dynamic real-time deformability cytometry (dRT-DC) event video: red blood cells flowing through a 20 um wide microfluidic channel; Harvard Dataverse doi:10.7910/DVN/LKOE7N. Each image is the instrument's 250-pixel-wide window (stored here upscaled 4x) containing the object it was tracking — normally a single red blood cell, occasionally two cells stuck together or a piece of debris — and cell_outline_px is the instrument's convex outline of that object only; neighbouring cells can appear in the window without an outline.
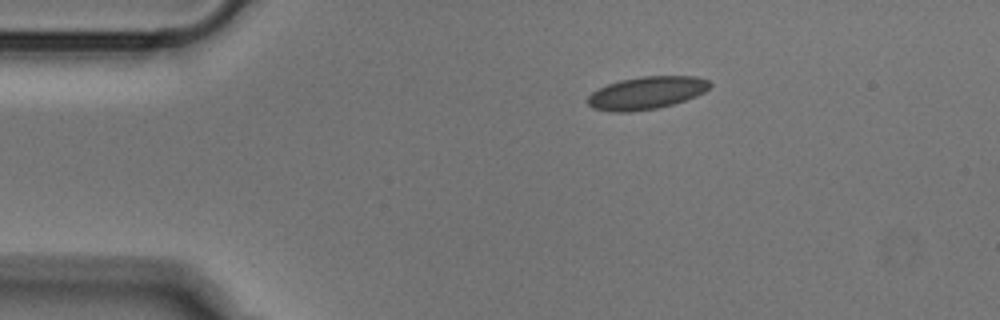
{"species": "Egyptian fruit bat (a non-hibernating species)", "species_latin": "Rousettus aegyptiacus", "temperature_condition": "cold", "stored_images_in_passage": 43, "camera_frame_rate_fps": 3000, "um_per_image_px": 0.085, "animal": {"sex": "male"}, "frame": {"image": 1, "passage_image": 1, "time_ms": 0.0, "image_size_px": [1000, 320], "cell_outline_px": [[712, 84], [704, 92], [696, 96], [672, 104], [656, 108], [628, 112], [608, 112], [592, 108], [588, 104], [588, 96], [592, 92], [608, 84], [620, 80], [640, 76], [696, 76], [708, 80]], "centroid_in_image_um": [54.94, 7.89], "position_along_channel_um": 30.1, "area_um2": 23.18}}
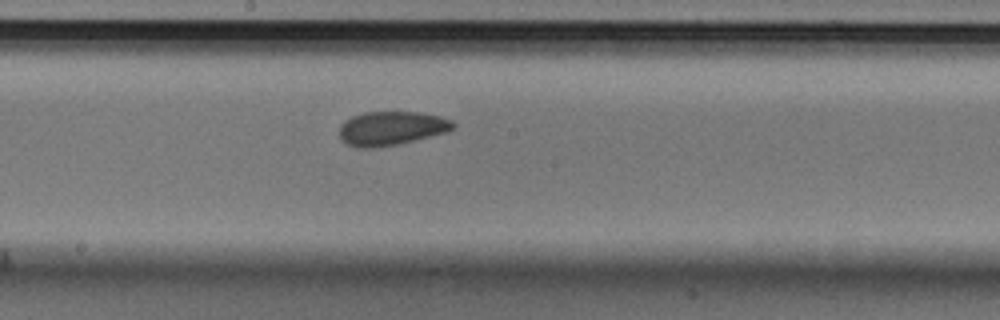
{"frame": {"image": 2, "passage_image": 19, "time_ms": 6.0, "image_size_px": [1000, 320], "cell_outline_px": [[456, 124], [448, 132], [400, 144], [372, 148], [356, 148], [348, 144], [340, 136], [340, 124], [344, 120], [352, 116], [364, 112], [420, 112], [440, 116], [452, 120]], "centroid_in_image_um": [33.28, 10.9], "position_along_channel_um": 214.9, "area_um2": 22.66}}
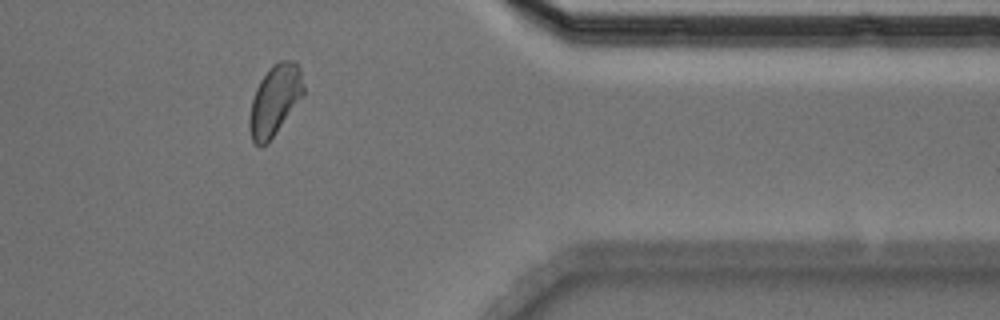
{"frame": {"image": 3, "passage_image": 34, "time_ms": 11.0, "image_size_px": [1000, 320], "cell_outline_px": [[304, 96], [268, 144], [260, 148], [252, 140], [248, 128], [248, 120], [252, 100], [256, 88], [260, 80], [272, 64], [280, 60], [292, 60], [300, 68], [304, 84]], "centroid_in_image_um": [23.36, 8.55], "position_along_channel_um": 388.0, "area_um2": 22.6}}